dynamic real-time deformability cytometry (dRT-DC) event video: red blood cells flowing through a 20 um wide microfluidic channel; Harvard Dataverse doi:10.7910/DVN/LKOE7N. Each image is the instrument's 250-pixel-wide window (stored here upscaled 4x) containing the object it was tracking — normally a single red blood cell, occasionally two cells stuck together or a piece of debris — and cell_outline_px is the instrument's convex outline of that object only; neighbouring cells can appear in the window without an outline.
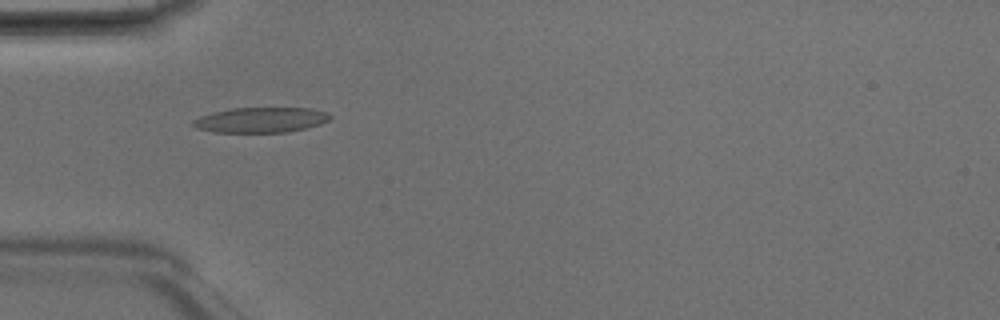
{"species": "Egyptian fruit bat (a non-hibernating species)", "species_latin": "Rousettus aegyptiacus", "temperature_condition": "room temperature", "stored_images_in_passage": 48, "camera_frame_rate_fps": 3000, "um_per_image_px": 0.085, "animal": {"sex": "male"}, "frame": {"image": 1, "passage_image": 15, "time_ms": 4.667, "image_size_px": [1000, 320], "cell_outline_px": [[332, 116], [328, 120], [320, 124], [288, 132], [212, 132], [196, 128], [192, 124], [192, 120], [200, 116], [212, 112], [232, 108], [312, 108], [328, 112]], "centroid_in_image_um": [22.16, 10.19], "position_along_channel_um": 62.8, "area_um2": 20.17}}
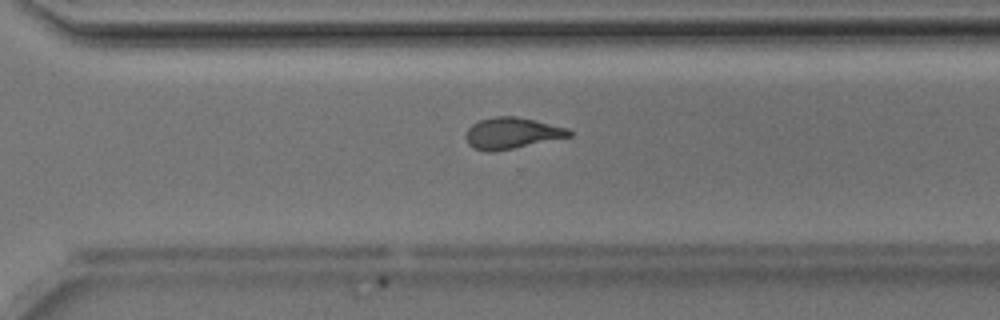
{"frame": {"image": 2, "passage_image": 34, "time_ms": 11.0, "image_size_px": [1000, 320], "cell_outline_px": [[572, 136], [492, 152], [488, 152], [472, 148], [468, 144], [464, 136], [468, 128], [472, 124], [480, 120], [496, 116], [516, 116], [568, 128], [572, 132]], "centroid_in_image_um": [43.46, 11.32], "position_along_channel_um": 327.1, "area_um2": 18.73}}
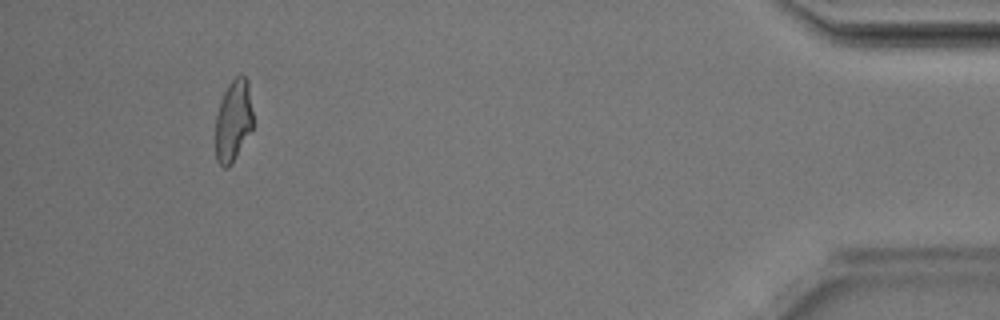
{"frame": {"image": 3, "passage_image": 45, "time_ms": 14.667, "image_size_px": [1000, 320], "cell_outline_px": [[252, 128], [232, 164], [228, 168], [224, 168], [216, 160], [216, 116], [220, 100], [228, 84], [236, 76], [244, 76], [248, 80], [252, 112]], "centroid_in_image_um": [19.82, 10.26], "position_along_channel_um": 415.4, "area_um2": 17.74}, "authors_computed_cell_mechanics": {"area_um2": 19.4786, "velocity_mm_per_s": 4.2046, "shape_relaxation_time_tau1_ms": 8.7284, "shape_relaxation_time_tau2_ms": 1.8096, "deformation_change_tau1": 0.2159, "deformation_change_tau2": 0.108}}